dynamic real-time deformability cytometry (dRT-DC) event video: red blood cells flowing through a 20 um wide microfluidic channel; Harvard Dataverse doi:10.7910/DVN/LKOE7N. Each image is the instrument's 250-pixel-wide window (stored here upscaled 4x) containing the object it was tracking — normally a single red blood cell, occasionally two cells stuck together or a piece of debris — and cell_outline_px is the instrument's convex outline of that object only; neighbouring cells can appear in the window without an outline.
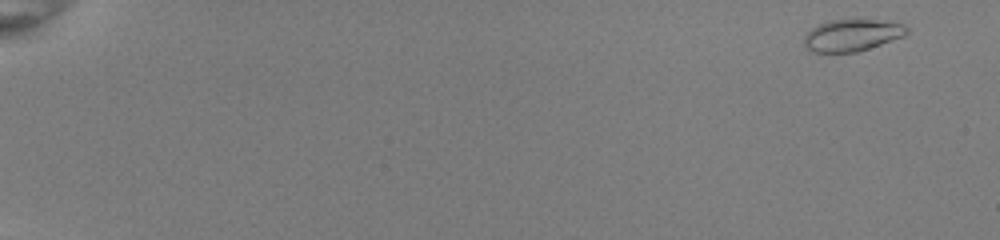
{"species": "common noctule bat (a hibernating species)", "species_latin": "Nyctalus noctula", "temperature_condition": "room temperature", "stored_images_in_passage": 10, "camera_frame_rate_fps": 3000, "um_per_image_px": 0.085, "animal": {"sex": "female", "body_mass_g": 22.0, "forearm_length_mm": 56.7}, "frame": {"image": 1, "passage_image": 2, "time_ms": 0.333, "image_size_px": [1000, 240], "cell_outline_px": [[908, 32], [904, 36], [856, 52], [812, 52], [804, 48], [804, 36], [812, 28], [820, 24], [832, 20], [876, 20], [904, 24], [908, 28]], "centroid_in_image_um": [72.4, 3.0], "position_along_channel_um": 12.6, "area_um2": 18.84}}